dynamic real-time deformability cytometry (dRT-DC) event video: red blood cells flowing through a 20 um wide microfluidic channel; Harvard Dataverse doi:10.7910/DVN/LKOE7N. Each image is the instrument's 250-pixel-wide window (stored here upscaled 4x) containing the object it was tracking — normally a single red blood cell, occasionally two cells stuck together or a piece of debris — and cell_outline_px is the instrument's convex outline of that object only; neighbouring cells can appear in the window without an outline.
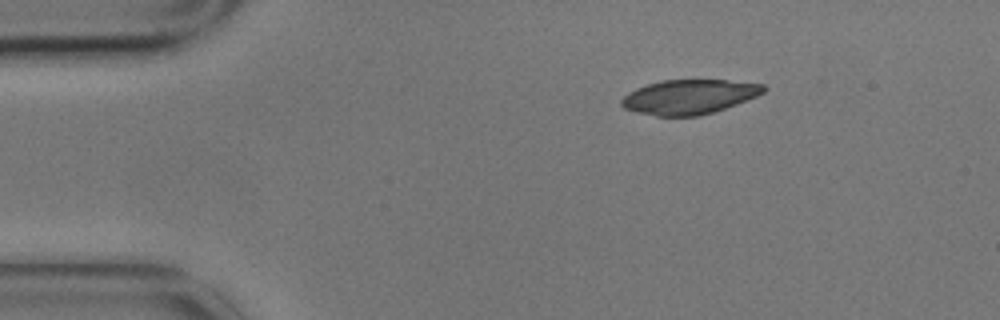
{"species": "common noctule bat (a hibernating species)", "species_latin": "Nyctalus noctula", "temperature_condition": "cold", "stored_images_in_passage": 3, "camera_frame_rate_fps": 3000, "um_per_image_px": 0.085, "animal": {"sex": "male", "body_mass_g": 17.9}, "frame": {"image": 1, "passage_image": 1, "time_ms": 0.0, "image_size_px": [1000, 320], "cell_outline_px": [[768, 88], [764, 92], [756, 96], [736, 104], [700, 116], [656, 116], [636, 112], [624, 108], [620, 104], [620, 100], [628, 92], [636, 88], [660, 80], [724, 80], [764, 84]], "centroid_in_image_um": [58.55, 8.23], "position_along_channel_um": 26.4, "area_um2": 28.55}}